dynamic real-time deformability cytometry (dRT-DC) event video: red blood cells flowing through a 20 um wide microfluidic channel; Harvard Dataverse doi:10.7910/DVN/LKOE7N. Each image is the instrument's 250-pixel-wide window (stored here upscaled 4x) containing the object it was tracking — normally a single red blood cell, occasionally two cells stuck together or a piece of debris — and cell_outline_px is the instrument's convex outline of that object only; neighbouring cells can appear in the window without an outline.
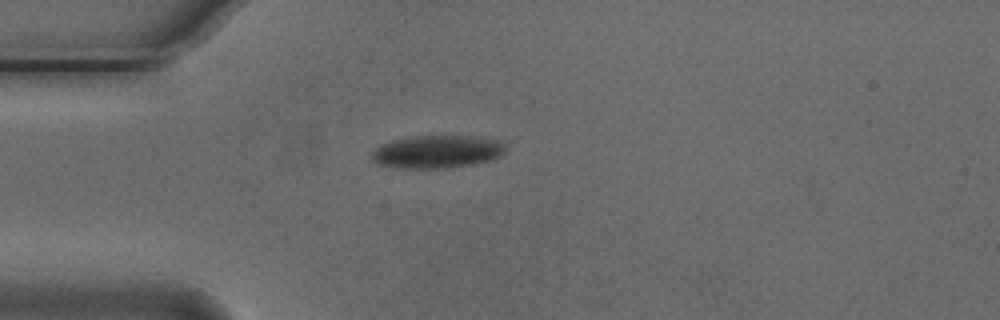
{"species": "Egyptian fruit bat (a non-hibernating species)", "species_latin": "Rousettus aegyptiacus", "temperature_condition": "cold", "stored_images_in_passage": 1, "camera_frame_rate_fps": 3000, "um_per_image_px": 0.085, "animal": {"sex": "male"}, "frame": {"image": 1, "passage_image": 1, "time_ms": 0.0, "image_size_px": [1000, 320], "cell_outline_px": [[504, 152], [500, 156], [492, 160], [472, 164], [444, 168], [396, 168], [376, 164], [372, 160], [372, 152], [380, 144], [392, 140], [416, 136], [472, 136], [500, 140], [504, 148]], "centroid_in_image_um": [37.12, 12.9], "position_along_channel_um": 47.9, "area_um2": 25.61}}